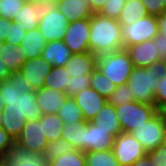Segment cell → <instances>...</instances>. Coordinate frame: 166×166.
Returning a JSON list of instances; mask_svg holds the SVG:
<instances>
[{
  "instance_id": "26",
  "label": "cell",
  "mask_w": 166,
  "mask_h": 166,
  "mask_svg": "<svg viewBox=\"0 0 166 166\" xmlns=\"http://www.w3.org/2000/svg\"><path fill=\"white\" fill-rule=\"evenodd\" d=\"M148 15L141 0H126L121 10L118 22L120 24H134L137 20Z\"/></svg>"
},
{
  "instance_id": "35",
  "label": "cell",
  "mask_w": 166,
  "mask_h": 166,
  "mask_svg": "<svg viewBox=\"0 0 166 166\" xmlns=\"http://www.w3.org/2000/svg\"><path fill=\"white\" fill-rule=\"evenodd\" d=\"M73 150L72 145L62 138L48 142L43 154L48 162Z\"/></svg>"
},
{
  "instance_id": "23",
  "label": "cell",
  "mask_w": 166,
  "mask_h": 166,
  "mask_svg": "<svg viewBox=\"0 0 166 166\" xmlns=\"http://www.w3.org/2000/svg\"><path fill=\"white\" fill-rule=\"evenodd\" d=\"M95 125L105 130H109L114 137L122 133L115 106L106 102L101 110L96 114L92 120Z\"/></svg>"
},
{
  "instance_id": "52",
  "label": "cell",
  "mask_w": 166,
  "mask_h": 166,
  "mask_svg": "<svg viewBox=\"0 0 166 166\" xmlns=\"http://www.w3.org/2000/svg\"><path fill=\"white\" fill-rule=\"evenodd\" d=\"M164 12H166V0H163Z\"/></svg>"
},
{
  "instance_id": "55",
  "label": "cell",
  "mask_w": 166,
  "mask_h": 166,
  "mask_svg": "<svg viewBox=\"0 0 166 166\" xmlns=\"http://www.w3.org/2000/svg\"><path fill=\"white\" fill-rule=\"evenodd\" d=\"M162 113H163V115H164V117H165V119H166V109H164V110L162 111Z\"/></svg>"
},
{
  "instance_id": "33",
  "label": "cell",
  "mask_w": 166,
  "mask_h": 166,
  "mask_svg": "<svg viewBox=\"0 0 166 166\" xmlns=\"http://www.w3.org/2000/svg\"><path fill=\"white\" fill-rule=\"evenodd\" d=\"M48 166H87L85 152L73 149L48 162Z\"/></svg>"
},
{
  "instance_id": "43",
  "label": "cell",
  "mask_w": 166,
  "mask_h": 166,
  "mask_svg": "<svg viewBox=\"0 0 166 166\" xmlns=\"http://www.w3.org/2000/svg\"><path fill=\"white\" fill-rule=\"evenodd\" d=\"M15 143L12 138L2 127H0V158L4 155L7 148Z\"/></svg>"
},
{
  "instance_id": "18",
  "label": "cell",
  "mask_w": 166,
  "mask_h": 166,
  "mask_svg": "<svg viewBox=\"0 0 166 166\" xmlns=\"http://www.w3.org/2000/svg\"><path fill=\"white\" fill-rule=\"evenodd\" d=\"M52 65L45 62L40 56L34 59L26 60L21 67L20 73L26 77L27 83L33 90L44 87L45 79Z\"/></svg>"
},
{
  "instance_id": "31",
  "label": "cell",
  "mask_w": 166,
  "mask_h": 166,
  "mask_svg": "<svg viewBox=\"0 0 166 166\" xmlns=\"http://www.w3.org/2000/svg\"><path fill=\"white\" fill-rule=\"evenodd\" d=\"M87 166H120L112 150L85 152Z\"/></svg>"
},
{
  "instance_id": "30",
  "label": "cell",
  "mask_w": 166,
  "mask_h": 166,
  "mask_svg": "<svg viewBox=\"0 0 166 166\" xmlns=\"http://www.w3.org/2000/svg\"><path fill=\"white\" fill-rule=\"evenodd\" d=\"M1 127L15 140L19 137L26 124L23 115L8 114V111L2 113Z\"/></svg>"
},
{
  "instance_id": "7",
  "label": "cell",
  "mask_w": 166,
  "mask_h": 166,
  "mask_svg": "<svg viewBox=\"0 0 166 166\" xmlns=\"http://www.w3.org/2000/svg\"><path fill=\"white\" fill-rule=\"evenodd\" d=\"M159 33L157 18L147 15L134 24H121V36L124 49L134 44L153 40Z\"/></svg>"
},
{
  "instance_id": "1",
  "label": "cell",
  "mask_w": 166,
  "mask_h": 166,
  "mask_svg": "<svg viewBox=\"0 0 166 166\" xmlns=\"http://www.w3.org/2000/svg\"><path fill=\"white\" fill-rule=\"evenodd\" d=\"M89 51L104 55L123 50L121 24L117 19L94 13L90 18Z\"/></svg>"
},
{
  "instance_id": "48",
  "label": "cell",
  "mask_w": 166,
  "mask_h": 166,
  "mask_svg": "<svg viewBox=\"0 0 166 166\" xmlns=\"http://www.w3.org/2000/svg\"><path fill=\"white\" fill-rule=\"evenodd\" d=\"M106 0H88L93 13H98L104 6Z\"/></svg>"
},
{
  "instance_id": "41",
  "label": "cell",
  "mask_w": 166,
  "mask_h": 166,
  "mask_svg": "<svg viewBox=\"0 0 166 166\" xmlns=\"http://www.w3.org/2000/svg\"><path fill=\"white\" fill-rule=\"evenodd\" d=\"M154 101L158 111L162 112L166 109V74L161 77V81L157 85Z\"/></svg>"
},
{
  "instance_id": "25",
  "label": "cell",
  "mask_w": 166,
  "mask_h": 166,
  "mask_svg": "<svg viewBox=\"0 0 166 166\" xmlns=\"http://www.w3.org/2000/svg\"><path fill=\"white\" fill-rule=\"evenodd\" d=\"M0 58L5 62L11 72H20L22 65L26 61L22 47L4 43Z\"/></svg>"
},
{
  "instance_id": "44",
  "label": "cell",
  "mask_w": 166,
  "mask_h": 166,
  "mask_svg": "<svg viewBox=\"0 0 166 166\" xmlns=\"http://www.w3.org/2000/svg\"><path fill=\"white\" fill-rule=\"evenodd\" d=\"M155 43H157L158 53L162 59L166 58V39L164 36L158 33L154 38Z\"/></svg>"
},
{
  "instance_id": "34",
  "label": "cell",
  "mask_w": 166,
  "mask_h": 166,
  "mask_svg": "<svg viewBox=\"0 0 166 166\" xmlns=\"http://www.w3.org/2000/svg\"><path fill=\"white\" fill-rule=\"evenodd\" d=\"M66 83V67H52L44 82V87L65 92Z\"/></svg>"
},
{
  "instance_id": "37",
  "label": "cell",
  "mask_w": 166,
  "mask_h": 166,
  "mask_svg": "<svg viewBox=\"0 0 166 166\" xmlns=\"http://www.w3.org/2000/svg\"><path fill=\"white\" fill-rule=\"evenodd\" d=\"M27 0H0L1 18L14 20V16L18 15L22 6Z\"/></svg>"
},
{
  "instance_id": "9",
  "label": "cell",
  "mask_w": 166,
  "mask_h": 166,
  "mask_svg": "<svg viewBox=\"0 0 166 166\" xmlns=\"http://www.w3.org/2000/svg\"><path fill=\"white\" fill-rule=\"evenodd\" d=\"M112 151L120 166H131L147 153L134 136L124 132L115 137Z\"/></svg>"
},
{
  "instance_id": "51",
  "label": "cell",
  "mask_w": 166,
  "mask_h": 166,
  "mask_svg": "<svg viewBox=\"0 0 166 166\" xmlns=\"http://www.w3.org/2000/svg\"><path fill=\"white\" fill-rule=\"evenodd\" d=\"M0 166H10L7 162H5L2 158H0Z\"/></svg>"
},
{
  "instance_id": "49",
  "label": "cell",
  "mask_w": 166,
  "mask_h": 166,
  "mask_svg": "<svg viewBox=\"0 0 166 166\" xmlns=\"http://www.w3.org/2000/svg\"><path fill=\"white\" fill-rule=\"evenodd\" d=\"M131 166H153L152 163H150L149 157L147 155H144L143 157H140L137 161H135Z\"/></svg>"
},
{
  "instance_id": "45",
  "label": "cell",
  "mask_w": 166,
  "mask_h": 166,
  "mask_svg": "<svg viewBox=\"0 0 166 166\" xmlns=\"http://www.w3.org/2000/svg\"><path fill=\"white\" fill-rule=\"evenodd\" d=\"M12 22V20L0 18V41H5L6 35L8 34L9 27Z\"/></svg>"
},
{
  "instance_id": "22",
  "label": "cell",
  "mask_w": 166,
  "mask_h": 166,
  "mask_svg": "<svg viewBox=\"0 0 166 166\" xmlns=\"http://www.w3.org/2000/svg\"><path fill=\"white\" fill-rule=\"evenodd\" d=\"M47 41L40 32L39 28L26 31L19 47H22L26 60L34 59L42 55Z\"/></svg>"
},
{
  "instance_id": "16",
  "label": "cell",
  "mask_w": 166,
  "mask_h": 166,
  "mask_svg": "<svg viewBox=\"0 0 166 166\" xmlns=\"http://www.w3.org/2000/svg\"><path fill=\"white\" fill-rule=\"evenodd\" d=\"M73 98L80 107L84 121H92L107 99L91 87L78 92Z\"/></svg>"
},
{
  "instance_id": "11",
  "label": "cell",
  "mask_w": 166,
  "mask_h": 166,
  "mask_svg": "<svg viewBox=\"0 0 166 166\" xmlns=\"http://www.w3.org/2000/svg\"><path fill=\"white\" fill-rule=\"evenodd\" d=\"M90 19L70 22L64 36V43L72 54H81L89 51Z\"/></svg>"
},
{
  "instance_id": "21",
  "label": "cell",
  "mask_w": 166,
  "mask_h": 166,
  "mask_svg": "<svg viewBox=\"0 0 166 166\" xmlns=\"http://www.w3.org/2000/svg\"><path fill=\"white\" fill-rule=\"evenodd\" d=\"M72 52L63 40L48 42L42 51L41 57L52 67L66 66Z\"/></svg>"
},
{
  "instance_id": "27",
  "label": "cell",
  "mask_w": 166,
  "mask_h": 166,
  "mask_svg": "<svg viewBox=\"0 0 166 166\" xmlns=\"http://www.w3.org/2000/svg\"><path fill=\"white\" fill-rule=\"evenodd\" d=\"M39 122L42 124L43 134L48 142L61 138L64 123L58 114H42Z\"/></svg>"
},
{
  "instance_id": "2",
  "label": "cell",
  "mask_w": 166,
  "mask_h": 166,
  "mask_svg": "<svg viewBox=\"0 0 166 166\" xmlns=\"http://www.w3.org/2000/svg\"><path fill=\"white\" fill-rule=\"evenodd\" d=\"M165 74L164 59L149 67H133L127 83L130 86V93L133 95L134 101L155 104V91L161 77Z\"/></svg>"
},
{
  "instance_id": "8",
  "label": "cell",
  "mask_w": 166,
  "mask_h": 166,
  "mask_svg": "<svg viewBox=\"0 0 166 166\" xmlns=\"http://www.w3.org/2000/svg\"><path fill=\"white\" fill-rule=\"evenodd\" d=\"M55 9H57L56 2L48 0L26 1L18 15L14 16L13 21L21 23L24 30L30 31L38 28L40 19Z\"/></svg>"
},
{
  "instance_id": "28",
  "label": "cell",
  "mask_w": 166,
  "mask_h": 166,
  "mask_svg": "<svg viewBox=\"0 0 166 166\" xmlns=\"http://www.w3.org/2000/svg\"><path fill=\"white\" fill-rule=\"evenodd\" d=\"M57 114L64 125H72L77 124L80 121H84L81 109L76 104V101L73 97H67Z\"/></svg>"
},
{
  "instance_id": "56",
  "label": "cell",
  "mask_w": 166,
  "mask_h": 166,
  "mask_svg": "<svg viewBox=\"0 0 166 166\" xmlns=\"http://www.w3.org/2000/svg\"><path fill=\"white\" fill-rule=\"evenodd\" d=\"M165 73H166V58L164 59Z\"/></svg>"
},
{
  "instance_id": "54",
  "label": "cell",
  "mask_w": 166,
  "mask_h": 166,
  "mask_svg": "<svg viewBox=\"0 0 166 166\" xmlns=\"http://www.w3.org/2000/svg\"><path fill=\"white\" fill-rule=\"evenodd\" d=\"M48 1H52V2L58 3V2L63 1V0H48Z\"/></svg>"
},
{
  "instance_id": "42",
  "label": "cell",
  "mask_w": 166,
  "mask_h": 166,
  "mask_svg": "<svg viewBox=\"0 0 166 166\" xmlns=\"http://www.w3.org/2000/svg\"><path fill=\"white\" fill-rule=\"evenodd\" d=\"M148 15L158 16L164 12L163 0H141Z\"/></svg>"
},
{
  "instance_id": "40",
  "label": "cell",
  "mask_w": 166,
  "mask_h": 166,
  "mask_svg": "<svg viewBox=\"0 0 166 166\" xmlns=\"http://www.w3.org/2000/svg\"><path fill=\"white\" fill-rule=\"evenodd\" d=\"M146 155L153 166H166V142L154 150L148 151Z\"/></svg>"
},
{
  "instance_id": "46",
  "label": "cell",
  "mask_w": 166,
  "mask_h": 166,
  "mask_svg": "<svg viewBox=\"0 0 166 166\" xmlns=\"http://www.w3.org/2000/svg\"><path fill=\"white\" fill-rule=\"evenodd\" d=\"M158 22V30L161 35L166 39V12L156 16Z\"/></svg>"
},
{
  "instance_id": "39",
  "label": "cell",
  "mask_w": 166,
  "mask_h": 166,
  "mask_svg": "<svg viewBox=\"0 0 166 166\" xmlns=\"http://www.w3.org/2000/svg\"><path fill=\"white\" fill-rule=\"evenodd\" d=\"M26 30L21 27V23L13 21L9 27L8 34L6 35L5 43L19 47Z\"/></svg>"
},
{
  "instance_id": "3",
  "label": "cell",
  "mask_w": 166,
  "mask_h": 166,
  "mask_svg": "<svg viewBox=\"0 0 166 166\" xmlns=\"http://www.w3.org/2000/svg\"><path fill=\"white\" fill-rule=\"evenodd\" d=\"M98 56L88 51L72 54L66 64V89L68 97L90 87L91 73L97 68Z\"/></svg>"
},
{
  "instance_id": "53",
  "label": "cell",
  "mask_w": 166,
  "mask_h": 166,
  "mask_svg": "<svg viewBox=\"0 0 166 166\" xmlns=\"http://www.w3.org/2000/svg\"><path fill=\"white\" fill-rule=\"evenodd\" d=\"M4 43L5 42L0 41V50L2 49V46H3ZM0 55H1V51H0Z\"/></svg>"
},
{
  "instance_id": "32",
  "label": "cell",
  "mask_w": 166,
  "mask_h": 166,
  "mask_svg": "<svg viewBox=\"0 0 166 166\" xmlns=\"http://www.w3.org/2000/svg\"><path fill=\"white\" fill-rule=\"evenodd\" d=\"M90 87L107 99L110 94L115 91L117 85L110 81L98 68H96L91 73Z\"/></svg>"
},
{
  "instance_id": "29",
  "label": "cell",
  "mask_w": 166,
  "mask_h": 166,
  "mask_svg": "<svg viewBox=\"0 0 166 166\" xmlns=\"http://www.w3.org/2000/svg\"><path fill=\"white\" fill-rule=\"evenodd\" d=\"M86 123V121H80L77 124L64 125L61 138L69 142L73 149L82 151L84 125Z\"/></svg>"
},
{
  "instance_id": "36",
  "label": "cell",
  "mask_w": 166,
  "mask_h": 166,
  "mask_svg": "<svg viewBox=\"0 0 166 166\" xmlns=\"http://www.w3.org/2000/svg\"><path fill=\"white\" fill-rule=\"evenodd\" d=\"M132 101H134V97L130 93V86L128 83L117 86L115 91L107 98V102L114 106H119Z\"/></svg>"
},
{
  "instance_id": "5",
  "label": "cell",
  "mask_w": 166,
  "mask_h": 166,
  "mask_svg": "<svg viewBox=\"0 0 166 166\" xmlns=\"http://www.w3.org/2000/svg\"><path fill=\"white\" fill-rule=\"evenodd\" d=\"M122 132L130 133L136 127L150 120L157 112L155 104H144L136 101L115 106Z\"/></svg>"
},
{
  "instance_id": "14",
  "label": "cell",
  "mask_w": 166,
  "mask_h": 166,
  "mask_svg": "<svg viewBox=\"0 0 166 166\" xmlns=\"http://www.w3.org/2000/svg\"><path fill=\"white\" fill-rule=\"evenodd\" d=\"M69 24L68 19L58 9H55L40 19L38 28L48 43L63 40Z\"/></svg>"
},
{
  "instance_id": "24",
  "label": "cell",
  "mask_w": 166,
  "mask_h": 166,
  "mask_svg": "<svg viewBox=\"0 0 166 166\" xmlns=\"http://www.w3.org/2000/svg\"><path fill=\"white\" fill-rule=\"evenodd\" d=\"M33 88L27 83L26 77L20 72H12L9 79L0 81V93L4 98H13Z\"/></svg>"
},
{
  "instance_id": "13",
  "label": "cell",
  "mask_w": 166,
  "mask_h": 166,
  "mask_svg": "<svg viewBox=\"0 0 166 166\" xmlns=\"http://www.w3.org/2000/svg\"><path fill=\"white\" fill-rule=\"evenodd\" d=\"M15 142L29 152L43 155L46 146L48 145V141L43 134L42 124H40L39 119L26 121L21 134Z\"/></svg>"
},
{
  "instance_id": "50",
  "label": "cell",
  "mask_w": 166,
  "mask_h": 166,
  "mask_svg": "<svg viewBox=\"0 0 166 166\" xmlns=\"http://www.w3.org/2000/svg\"><path fill=\"white\" fill-rule=\"evenodd\" d=\"M3 96L1 95V93H0V127H1V124H2V121H1V119H2V113H3Z\"/></svg>"
},
{
  "instance_id": "4",
  "label": "cell",
  "mask_w": 166,
  "mask_h": 166,
  "mask_svg": "<svg viewBox=\"0 0 166 166\" xmlns=\"http://www.w3.org/2000/svg\"><path fill=\"white\" fill-rule=\"evenodd\" d=\"M133 67L125 49L98 56L97 68L117 86L128 82Z\"/></svg>"
},
{
  "instance_id": "38",
  "label": "cell",
  "mask_w": 166,
  "mask_h": 166,
  "mask_svg": "<svg viewBox=\"0 0 166 166\" xmlns=\"http://www.w3.org/2000/svg\"><path fill=\"white\" fill-rule=\"evenodd\" d=\"M125 2L126 0H106L103 8L98 13L118 20Z\"/></svg>"
},
{
  "instance_id": "6",
  "label": "cell",
  "mask_w": 166,
  "mask_h": 166,
  "mask_svg": "<svg viewBox=\"0 0 166 166\" xmlns=\"http://www.w3.org/2000/svg\"><path fill=\"white\" fill-rule=\"evenodd\" d=\"M130 134L141 143L146 152L162 145L166 142V119L163 113L158 111L150 120L136 127Z\"/></svg>"
},
{
  "instance_id": "17",
  "label": "cell",
  "mask_w": 166,
  "mask_h": 166,
  "mask_svg": "<svg viewBox=\"0 0 166 166\" xmlns=\"http://www.w3.org/2000/svg\"><path fill=\"white\" fill-rule=\"evenodd\" d=\"M10 166H48L44 156L19 146L16 142L1 157Z\"/></svg>"
},
{
  "instance_id": "20",
  "label": "cell",
  "mask_w": 166,
  "mask_h": 166,
  "mask_svg": "<svg viewBox=\"0 0 166 166\" xmlns=\"http://www.w3.org/2000/svg\"><path fill=\"white\" fill-rule=\"evenodd\" d=\"M57 9L69 22L90 19L94 14L88 0H63L57 3Z\"/></svg>"
},
{
  "instance_id": "12",
  "label": "cell",
  "mask_w": 166,
  "mask_h": 166,
  "mask_svg": "<svg viewBox=\"0 0 166 166\" xmlns=\"http://www.w3.org/2000/svg\"><path fill=\"white\" fill-rule=\"evenodd\" d=\"M114 141L115 137L109 130L98 127L93 121H87L84 125L82 152L112 150Z\"/></svg>"
},
{
  "instance_id": "10",
  "label": "cell",
  "mask_w": 166,
  "mask_h": 166,
  "mask_svg": "<svg viewBox=\"0 0 166 166\" xmlns=\"http://www.w3.org/2000/svg\"><path fill=\"white\" fill-rule=\"evenodd\" d=\"M3 99V110L8 111V114L23 115L26 121L38 120L42 116L41 109L36 103L35 90L24 92L18 97Z\"/></svg>"
},
{
  "instance_id": "19",
  "label": "cell",
  "mask_w": 166,
  "mask_h": 166,
  "mask_svg": "<svg viewBox=\"0 0 166 166\" xmlns=\"http://www.w3.org/2000/svg\"><path fill=\"white\" fill-rule=\"evenodd\" d=\"M35 96L42 114H57L68 97L65 92L48 87L36 89Z\"/></svg>"
},
{
  "instance_id": "47",
  "label": "cell",
  "mask_w": 166,
  "mask_h": 166,
  "mask_svg": "<svg viewBox=\"0 0 166 166\" xmlns=\"http://www.w3.org/2000/svg\"><path fill=\"white\" fill-rule=\"evenodd\" d=\"M11 73L12 72L7 67L5 62L0 58V81L9 79Z\"/></svg>"
},
{
  "instance_id": "15",
  "label": "cell",
  "mask_w": 166,
  "mask_h": 166,
  "mask_svg": "<svg viewBox=\"0 0 166 166\" xmlns=\"http://www.w3.org/2000/svg\"><path fill=\"white\" fill-rule=\"evenodd\" d=\"M125 50L134 67L145 68L163 60L158 53L157 43L154 39L128 46Z\"/></svg>"
}]
</instances>
